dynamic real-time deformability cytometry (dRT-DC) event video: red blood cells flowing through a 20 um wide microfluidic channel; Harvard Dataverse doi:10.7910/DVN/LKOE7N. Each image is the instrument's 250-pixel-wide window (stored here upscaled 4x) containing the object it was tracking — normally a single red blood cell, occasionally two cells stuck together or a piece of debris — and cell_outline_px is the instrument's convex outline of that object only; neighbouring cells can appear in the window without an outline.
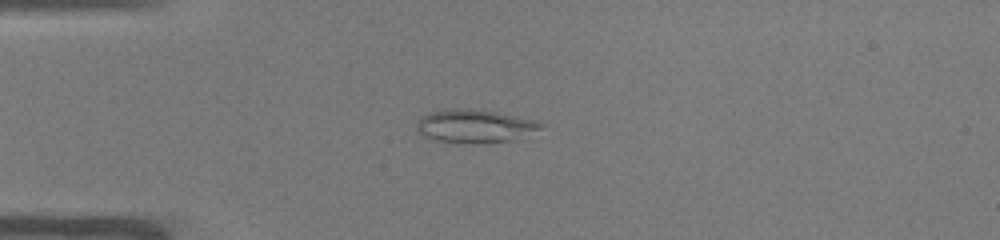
{"species": "common noctule bat (a hibernating species)", "species_latin": "Nyctalus noctula", "temperature_condition": "warm", "stored_images_in_passage": 38, "camera_frame_rate_fps": 3000, "um_per_image_px": 0.085, "animal": {"sex": "male", "body_mass_g": 19.0, "forearm_length_mm": 50.8}, "frame": {"image": 1, "passage_image": 6, "time_ms": 1.667, "image_size_px": [1000, 240], "cell_outline_px": [[544, 124], [540, 128], [512, 140], [476, 144], [464, 144], [436, 140], [424, 136], [416, 128], [416, 124], [420, 116], [428, 112], [452, 108], [468, 108], [496, 112], [536, 120]], "centroid_in_image_um": [40.29, 10.71], "position_along_channel_um": 44.7, "area_um2": 24.04}}
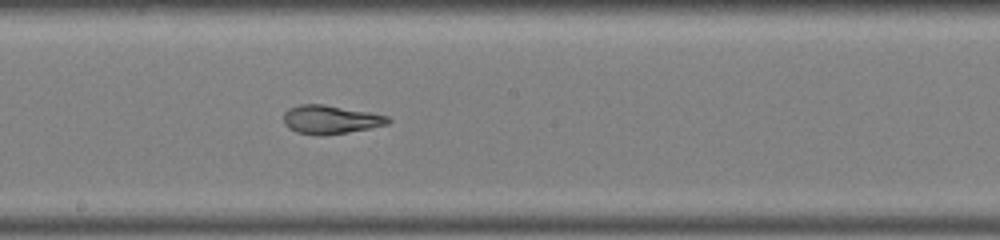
{"frame": {"image": 2, "passage_image": 21, "time_ms": 6.667, "image_size_px": [1000, 240], "cell_outline_px": [[392, 120], [388, 124], [348, 132], [320, 136], [316, 136], [296, 132], [288, 128], [284, 124], [284, 112], [288, 108], [300, 104], [324, 104], [368, 112], [388, 116]], "centroid_in_image_um": [28.05, 10.16], "position_along_channel_um": 220.1, "area_um2": 17.46}}
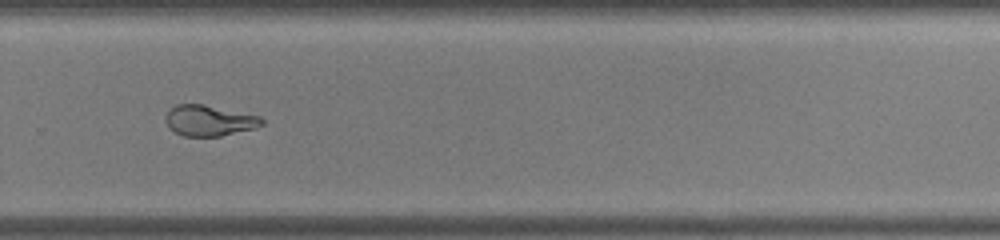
{"frame": {"image": 3, "passage_image": 28, "time_ms": 9.0, "image_size_px": [1000, 240], "cell_outline_px": [[264, 124], [256, 128], [220, 136], [184, 136], [176, 132], [168, 124], [164, 116], [176, 104], [204, 104], [260, 116], [264, 120]], "centroid_in_image_um": [17.82, 10.24], "position_along_channel_um": 312.0, "area_um2": 17.11}, "authors_computed_cell_mechanics": {"area_um2": 19.0162, "velocity_mm_per_s": 3.9454, "shape_relaxation_time_tau1_ms": null, "shape_relaxation_time_tau2_ms": 1.1994, "deformation_change_tau1": null, "deformation_change_tau2": 0.0875}}